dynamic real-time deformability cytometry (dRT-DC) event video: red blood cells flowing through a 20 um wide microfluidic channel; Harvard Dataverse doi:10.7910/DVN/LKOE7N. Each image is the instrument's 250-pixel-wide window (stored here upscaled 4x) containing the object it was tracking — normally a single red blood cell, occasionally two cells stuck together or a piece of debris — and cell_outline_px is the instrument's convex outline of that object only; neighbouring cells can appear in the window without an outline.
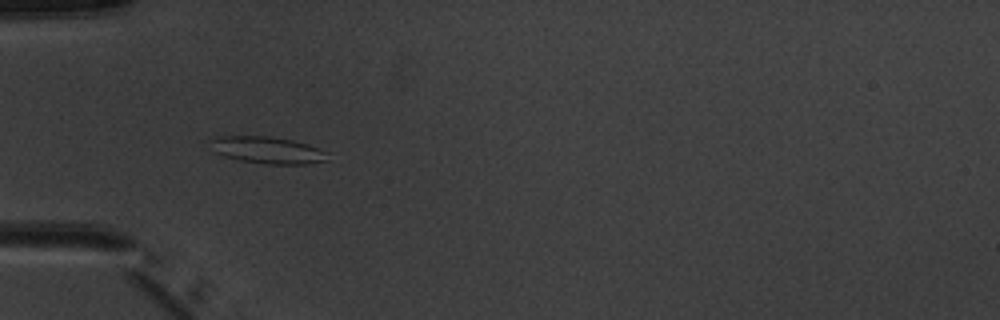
{"species": "common noctule bat (a hibernating species)", "species_latin": "Nyctalus noctula", "temperature_condition": "warm", "stored_images_in_passage": 5, "camera_frame_rate_fps": 3000, "um_per_image_px": 0.085, "animal": {"sex": "male", "body_mass_g": 20.1, "forearm_length_mm": 53.5}, "frame": {"image": 1, "passage_image": 4, "time_ms": 3.333, "image_size_px": [1000, 320], "cell_outline_px": [[328, 160], [308, 164], [264, 164], [240, 160], [224, 156], [216, 152], [208, 140], [220, 136], [268, 136], [292, 140], [308, 144], [328, 152]], "centroid_in_image_um": [22.76, 12.76], "position_along_channel_um": 62.2, "area_um2": 18.38}}
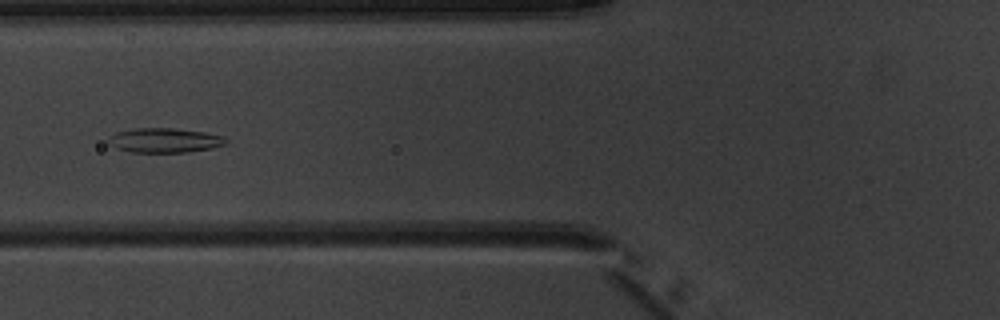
{"frame": {"image": 2, "passage_image": 5, "time_ms": 4.667, "image_size_px": [1000, 320], "cell_outline_px": [[228, 144], [212, 148], [188, 152], [132, 152], [116, 148], [108, 144], [108, 140], [116, 132], [136, 128], [172, 128], [204, 132], [224, 136], [228, 140]], "centroid_in_image_um": [14.03, 11.93], "position_along_channel_um": 111.8, "area_um2": 16.82}}